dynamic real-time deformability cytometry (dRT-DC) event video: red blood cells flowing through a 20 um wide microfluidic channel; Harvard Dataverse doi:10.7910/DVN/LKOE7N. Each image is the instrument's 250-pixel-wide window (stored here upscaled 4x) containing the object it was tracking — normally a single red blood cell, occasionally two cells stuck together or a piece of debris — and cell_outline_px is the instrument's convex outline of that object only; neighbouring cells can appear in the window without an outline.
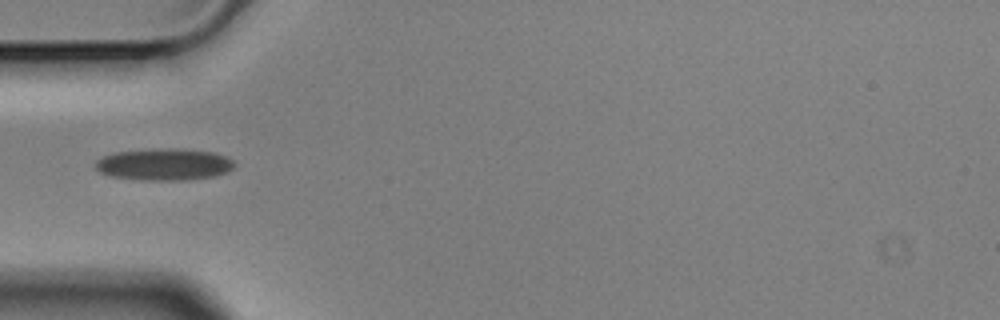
{"species": "Egyptian fruit bat (a non-hibernating species)", "species_latin": "Rousettus aegyptiacus", "temperature_condition": "cold", "stored_images_in_passage": 10, "camera_frame_rate_fps": 3000, "um_per_image_px": 0.085, "animal": {"sex": "male"}, "frame": {"image": 1, "passage_image": 4, "time_ms": 1.0, "image_size_px": [1000, 320], "cell_outline_px": [[236, 164], [228, 172], [216, 176], [188, 180], [140, 180], [112, 176], [100, 172], [96, 168], [96, 160], [112, 152], [172, 148], [212, 152], [228, 156]], "centroid_in_image_um": [13.99, 13.98], "position_along_channel_um": 71.0, "area_um2": 25.78}}
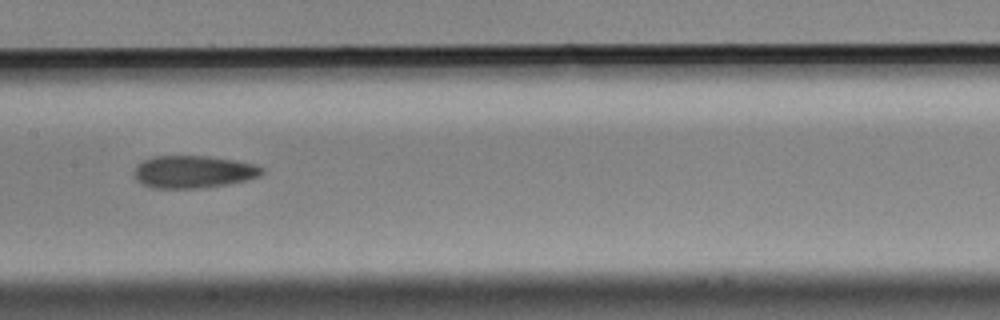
{"frame": {"image": 2, "passage_image": 7, "time_ms": 2.0, "image_size_px": [1000, 320], "cell_outline_px": [[264, 172], [260, 176], [248, 180], [208, 188], [152, 188], [140, 184], [132, 176], [132, 172], [136, 164], [152, 156], [208, 156], [236, 160], [256, 164], [264, 168]], "centroid_in_image_um": [16.42, 14.61], "position_along_channel_um": 191.0, "area_um2": 24.8}}
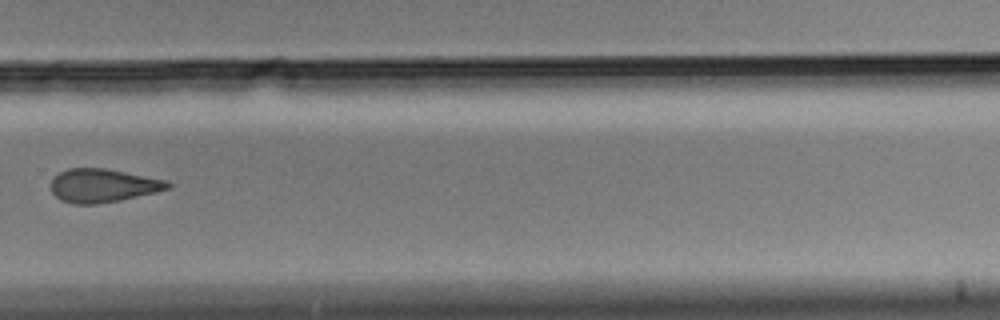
{"frame": {"image": 3, "passage_image": 10, "time_ms": 3.0, "image_size_px": [1000, 320], "cell_outline_px": [[172, 188], [156, 192], [120, 200], [96, 204], [72, 204], [60, 200], [52, 192], [52, 180], [60, 172], [68, 168], [104, 168], [168, 180], [172, 184]], "centroid_in_image_um": [8.78, 15.77], "position_along_channel_um": 321.0, "area_um2": 22.77}}